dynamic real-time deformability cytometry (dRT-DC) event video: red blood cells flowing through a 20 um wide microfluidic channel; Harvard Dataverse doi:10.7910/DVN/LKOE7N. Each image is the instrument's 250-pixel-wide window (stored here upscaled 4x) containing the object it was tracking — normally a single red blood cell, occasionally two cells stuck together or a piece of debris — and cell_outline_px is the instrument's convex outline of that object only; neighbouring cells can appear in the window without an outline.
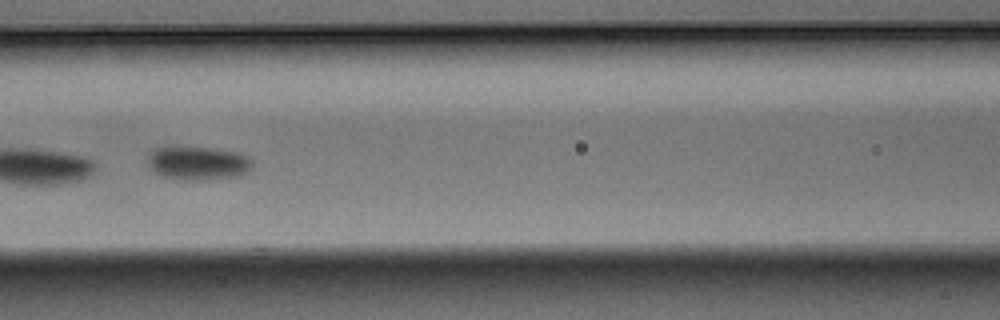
{"species": "Egyptian fruit bat (a non-hibernating species)", "species_latin": "Rousettus aegyptiacus", "temperature_condition": "warm", "stored_images_in_passage": 10, "camera_frame_rate_fps": 3000, "um_per_image_px": 0.085, "animal": {"sex": "male"}, "frame": {"image": 1, "passage_image": 7, "time_ms": 2.0, "image_size_px": [1000, 320], "cell_outline_px": [[252, 168], [248, 172], [236, 176], [204, 180], [184, 180], [164, 176], [156, 172], [148, 164], [148, 156], [156, 148], [208, 148], [240, 152], [252, 160]], "centroid_in_image_um": [16.89, 13.88], "position_along_channel_um": 149.7, "area_um2": 20.06}}
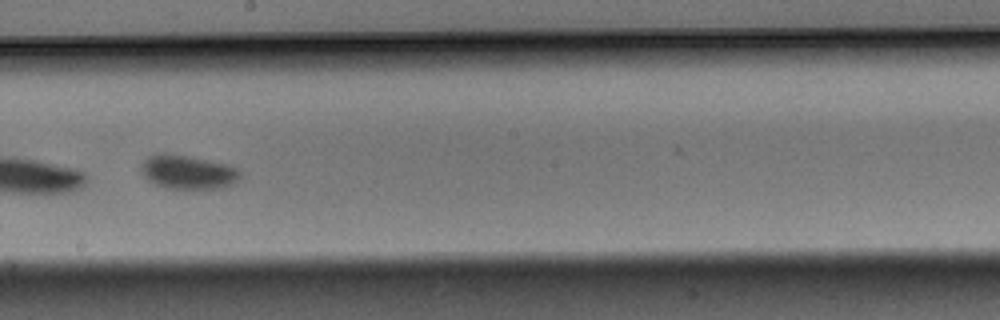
{"frame": {"image": 2, "passage_image": 9, "time_ms": 2.667, "image_size_px": [1000, 320], "cell_outline_px": [[244, 176], [240, 180], [232, 184], [220, 188], [168, 188], [156, 184], [148, 180], [140, 172], [140, 164], [148, 156], [156, 152], [168, 152], [192, 156], [232, 164]], "centroid_in_image_um": [15.99, 14.58], "position_along_channel_um": 232.2, "area_um2": 20.23}}
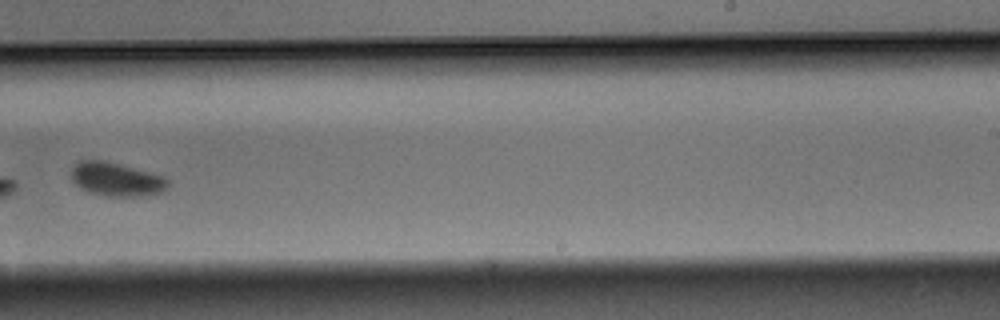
{"frame": {"image": 3, "passage_image": 10, "time_ms": 3.0, "image_size_px": [1000, 320], "cell_outline_px": [[168, 188], [160, 192], [140, 196], [104, 196], [88, 192], [80, 188], [72, 180], [72, 168], [80, 160], [104, 160], [164, 176], [168, 180]], "centroid_in_image_um": [9.87, 15.24], "position_along_channel_um": 279.1, "area_um2": 18.84}}